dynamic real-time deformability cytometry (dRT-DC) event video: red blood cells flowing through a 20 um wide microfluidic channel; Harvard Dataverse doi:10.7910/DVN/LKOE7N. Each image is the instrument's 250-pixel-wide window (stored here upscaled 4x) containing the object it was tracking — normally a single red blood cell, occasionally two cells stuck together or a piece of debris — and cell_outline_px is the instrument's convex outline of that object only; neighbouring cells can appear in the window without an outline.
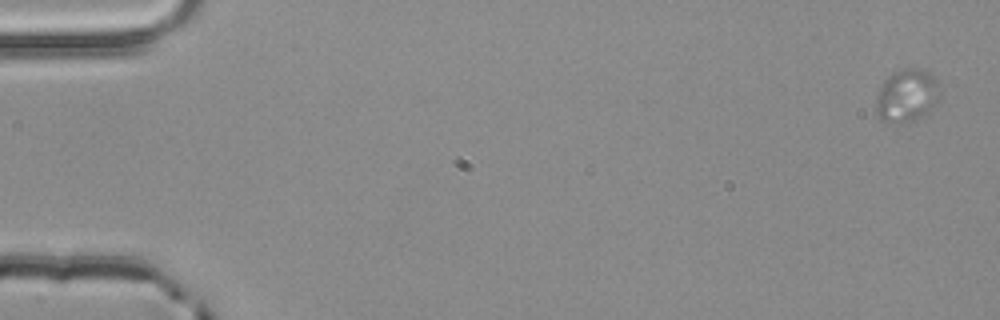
{"species": "common noctule bat (a hibernating species)", "species_latin": "Nyctalus noctula", "temperature_condition": "room temperature", "stored_images_in_passage": 4, "camera_frame_rate_fps": 3000, "um_per_image_px": 0.085, "animal": {"sex": "male", "body_mass_g": 20.4}, "frame": {"image": 1, "passage_image": 1, "time_ms": 0.0, "image_size_px": [1000, 320], "cell_outline_px": [[940, 100], [924, 116], [912, 120], [884, 120], [876, 112], [876, 96], [880, 84], [892, 72], [900, 68], [920, 68], [936, 76], [940, 88]], "centroid_in_image_um": [77.12, 8.04], "position_along_channel_um": 7.9, "area_um2": 19.77}}
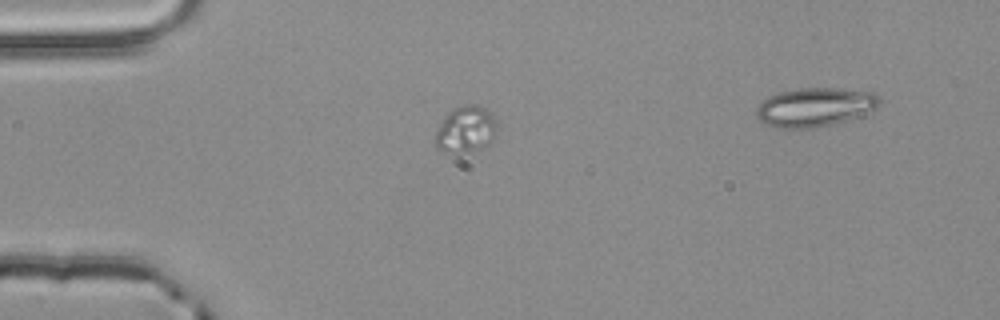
{"frame": {"image": 2, "passage_image": 3, "time_ms": 0.667, "image_size_px": [1000, 320], "cell_outline_px": [[496, 128], [492, 140], [484, 148], [468, 152], [456, 152], [436, 148], [436, 132], [444, 116], [452, 108], [468, 104], [476, 104], [488, 108], [496, 120]], "centroid_in_image_um": [39.62, 10.96], "position_along_channel_um": 45.4, "area_um2": 16.7}}